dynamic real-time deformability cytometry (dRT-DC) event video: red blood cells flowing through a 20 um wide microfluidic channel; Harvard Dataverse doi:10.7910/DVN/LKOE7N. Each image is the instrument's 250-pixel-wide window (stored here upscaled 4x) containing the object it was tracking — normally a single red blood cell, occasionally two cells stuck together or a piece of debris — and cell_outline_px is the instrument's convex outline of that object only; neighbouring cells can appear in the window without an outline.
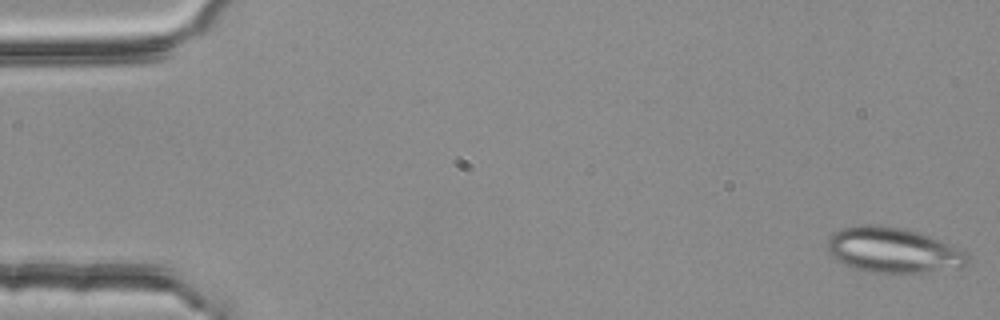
{"species": "common noctule bat (a hibernating species)", "species_latin": "Nyctalus noctula", "temperature_condition": "room temperature", "stored_images_in_passage": 53, "segment_of_instrument_passage": [1, 2], "camera_frame_rate_fps": 3000, "um_per_image_px": 0.085, "animal": {"sex": "female", "body_mass_g": 25.1}, "frame": {"image": 1, "passage_image": 1, "time_ms": 0.0, "image_size_px": [1000, 320], "cell_outline_px": [[972, 260], [968, 264], [960, 268], [920, 276], [868, 272], [844, 264], [836, 260], [828, 252], [828, 240], [832, 232], [840, 228], [860, 224], [884, 224], [908, 228], [964, 248], [972, 256]], "centroid_in_image_um": [76.05, 21.3], "position_along_channel_um": 8.9, "area_um2": 39.25}}